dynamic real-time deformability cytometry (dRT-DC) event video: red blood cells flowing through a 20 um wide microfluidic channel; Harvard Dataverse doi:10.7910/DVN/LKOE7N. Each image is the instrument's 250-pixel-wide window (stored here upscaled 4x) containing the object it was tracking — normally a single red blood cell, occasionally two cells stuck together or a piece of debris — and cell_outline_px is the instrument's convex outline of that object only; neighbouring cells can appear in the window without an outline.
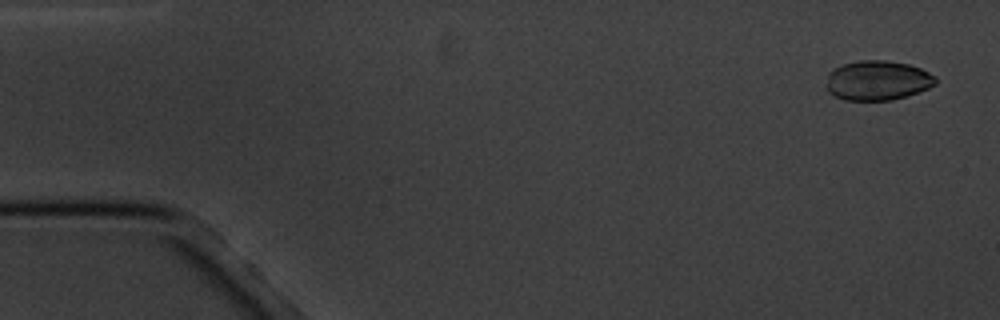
{"species": "common noctule bat (a hibernating species)", "species_latin": "Nyctalus noctula", "temperature_condition": "cold", "stored_images_in_passage": 5, "camera_frame_rate_fps": 3000, "um_per_image_px": 0.085, "animal": {"sex": "male", "body_mass_g": 20.1, "forearm_length_mm": 53.5}, "frame": {"image": 1, "passage_image": 1, "time_ms": 0.0, "image_size_px": [1000, 320], "cell_outline_px": [[936, 84], [928, 88], [908, 96], [892, 100], [844, 100], [828, 92], [828, 72], [832, 68], [844, 64], [860, 60], [884, 60], [908, 64], [920, 68], [936, 76]], "centroid_in_image_um": [74.6, 6.84], "position_along_channel_um": 10.4, "area_um2": 25.26}}